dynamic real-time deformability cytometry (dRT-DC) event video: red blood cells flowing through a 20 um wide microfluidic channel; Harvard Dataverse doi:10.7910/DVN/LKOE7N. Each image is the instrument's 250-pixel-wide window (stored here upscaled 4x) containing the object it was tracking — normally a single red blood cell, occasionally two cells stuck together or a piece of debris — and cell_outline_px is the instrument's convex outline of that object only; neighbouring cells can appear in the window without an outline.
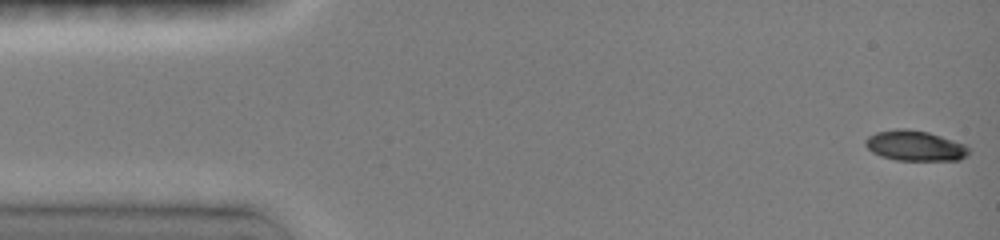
{"species": "common noctule bat (a hibernating species)", "species_latin": "Nyctalus noctula", "temperature_condition": "room temperature", "stored_images_in_passage": 8, "camera_frame_rate_fps": 3000, "um_per_image_px": 0.085, "animal": {"sex": "female", "body_mass_g": 19.0, "forearm_length_mm": 51.5}, "frame": {"image": 1, "passage_image": 1, "time_ms": 0.0, "image_size_px": [1000, 240], "cell_outline_px": [[968, 152], [960, 160], [896, 160], [880, 156], [872, 152], [864, 144], [864, 140], [868, 136], [876, 132], [900, 128], [904, 128], [928, 132], [964, 144], [968, 148]], "centroid_in_image_um": [77.72, 12.38], "position_along_channel_um": 7.3, "area_um2": 18.09}}
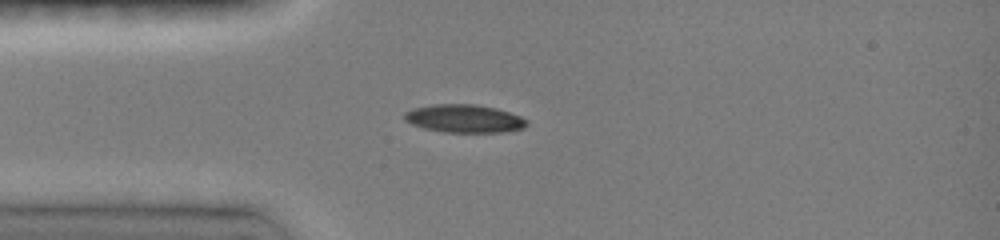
{"frame": {"image": 2, "passage_image": 6, "time_ms": 3.667, "image_size_px": [1000, 240], "cell_outline_px": [[528, 124], [524, 128], [504, 132], [444, 132], [424, 128], [412, 124], [404, 120], [404, 112], [412, 108], [432, 104], [476, 104], [496, 108], [520, 116], [528, 120]], "centroid_in_image_um": [39.45, 10.07], "position_along_channel_um": 45.5, "area_um2": 20.11}}